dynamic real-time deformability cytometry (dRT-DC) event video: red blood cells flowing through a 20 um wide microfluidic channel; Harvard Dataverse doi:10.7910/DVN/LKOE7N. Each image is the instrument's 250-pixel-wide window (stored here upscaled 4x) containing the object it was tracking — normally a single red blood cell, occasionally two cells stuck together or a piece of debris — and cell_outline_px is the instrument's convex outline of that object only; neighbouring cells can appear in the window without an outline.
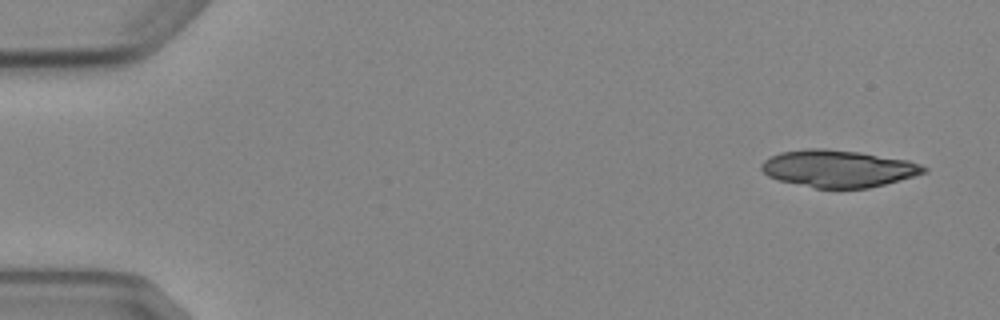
{"species": "Egyptian fruit bat (a non-hibernating species)", "species_latin": "Rousettus aegyptiacus", "temperature_condition": "cold", "stored_images_in_passage": 5, "camera_frame_rate_fps": 3000, "um_per_image_px": 0.085, "animal": {"sex": "female"}, "frame": {"image": 1, "passage_image": 1, "time_ms": 0.0, "image_size_px": [1000, 320], "cell_outline_px": [[928, 172], [900, 180], [868, 188], [816, 188], [776, 180], [768, 176], [760, 168], [760, 164], [764, 160], [780, 152], [808, 148], [824, 148], [860, 152], [908, 160], [920, 164], [928, 168]], "centroid_in_image_um": [71.24, 14.32], "position_along_channel_um": 13.8, "area_um2": 35.26}}